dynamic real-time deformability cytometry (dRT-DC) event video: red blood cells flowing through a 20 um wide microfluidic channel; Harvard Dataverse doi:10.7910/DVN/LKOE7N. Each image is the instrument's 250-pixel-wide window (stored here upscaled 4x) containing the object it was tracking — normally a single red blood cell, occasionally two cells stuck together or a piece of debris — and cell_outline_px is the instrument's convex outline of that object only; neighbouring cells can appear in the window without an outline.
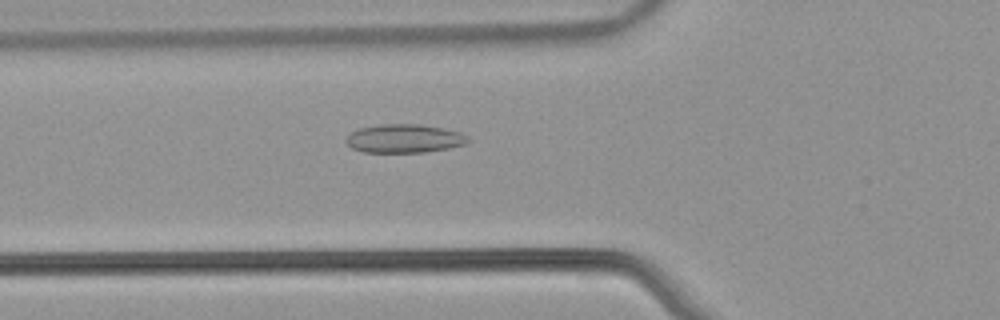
{"species": "common noctule bat (a hibernating species)", "species_latin": "Nyctalus noctula", "temperature_condition": "warm", "stored_images_in_passage": 43, "camera_frame_rate_fps": 3000, "um_per_image_px": 0.085, "animal": {"sex": "male", "body_mass_g": 21.5, "forearm_length_mm": 52.0}, "frame": {"image": 1, "passage_image": 9, "time_ms": 2.667, "image_size_px": [1000, 320], "cell_outline_px": [[472, 140], [464, 144], [448, 148], [424, 152], [364, 152], [352, 148], [344, 140], [352, 132], [360, 128], [380, 124], [420, 124], [444, 128], [460, 132], [468, 136]], "centroid_in_image_um": [34.39, 11.77], "position_along_channel_um": 91.4, "area_um2": 20.29}}
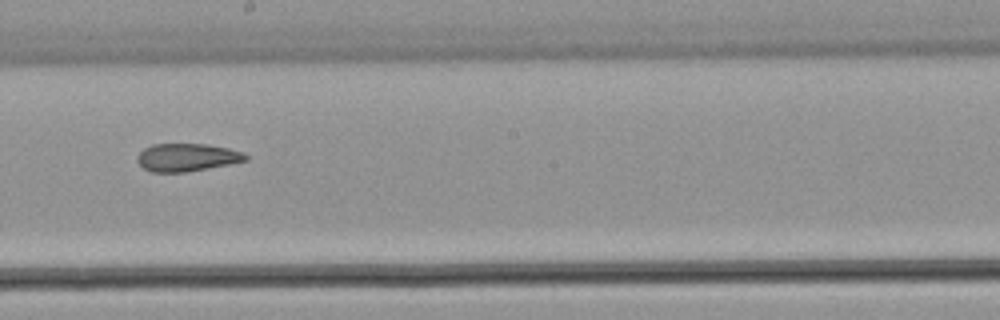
{"frame": {"image": 2, "passage_image": 20, "time_ms": 6.333, "image_size_px": [1000, 320], "cell_outline_px": [[248, 160], [228, 164], [184, 172], [152, 172], [144, 168], [136, 160], [136, 156], [144, 148], [152, 144], [208, 144], [228, 148], [244, 152], [248, 156]], "centroid_in_image_um": [15.88, 13.36], "position_along_channel_um": 232.3, "area_um2": 17.51}}
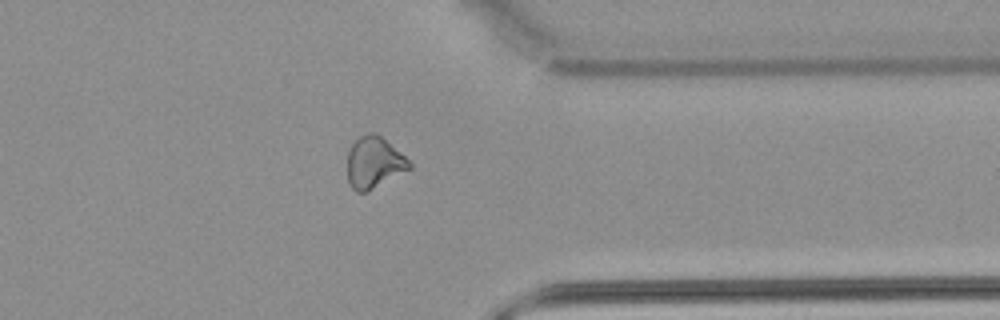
{"frame": {"image": 3, "passage_image": 32, "time_ms": 10.333, "image_size_px": [1000, 320], "cell_outline_px": [[412, 168], [368, 192], [356, 192], [352, 188], [348, 180], [348, 152], [352, 144], [360, 136], [368, 132], [376, 132], [404, 156], [412, 164]], "centroid_in_image_um": [31.79, 13.83], "position_along_channel_um": 379.6, "area_um2": 18.55}, "authors_computed_cell_mechanics": {"area_um2": 18.7272, "velocity_mm_per_s": 3.8353, "shape_relaxation_time_tau1_ms": null, "shape_relaxation_time_tau2_ms": 5.7776, "deformation_change_tau1": null, "deformation_change_tau2": 0.1266}}